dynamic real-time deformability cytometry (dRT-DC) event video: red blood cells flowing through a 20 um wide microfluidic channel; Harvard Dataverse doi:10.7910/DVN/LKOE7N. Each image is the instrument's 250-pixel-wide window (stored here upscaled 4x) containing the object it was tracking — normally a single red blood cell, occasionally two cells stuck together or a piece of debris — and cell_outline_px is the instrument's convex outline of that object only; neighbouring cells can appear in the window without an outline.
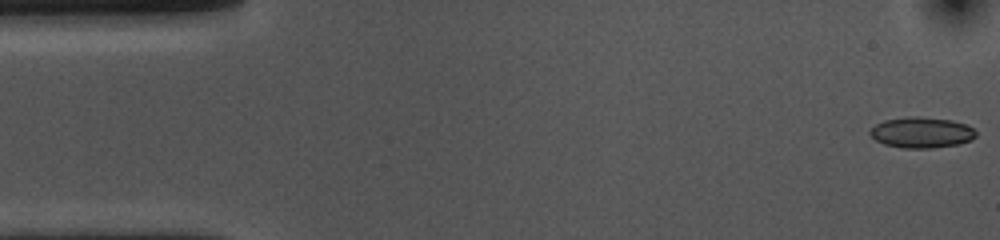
{"species": "common noctule bat (a hibernating species)", "species_latin": "Nyctalus noctula", "temperature_condition": "cold", "stored_images_in_passage": 55, "camera_frame_rate_fps": 3000, "um_per_image_px": 0.085, "animal": {"sex": "female", "body_mass_g": 10.0, "forearm_length_mm": 53.1}, "frame": {"image": 1, "passage_image": 1, "time_ms": 0.0, "image_size_px": [1000, 240], "cell_outline_px": [[976, 136], [972, 140], [960, 144], [932, 148], [904, 148], [884, 144], [876, 140], [868, 132], [876, 124], [884, 120], [912, 116], [916, 116], [952, 120], [968, 124], [976, 132]], "centroid_in_image_um": [78.36, 11.26], "position_along_channel_um": 6.6, "area_um2": 19.07}}
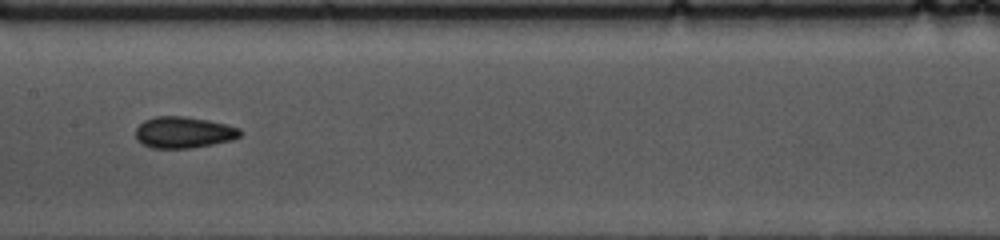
{"frame": {"image": 2, "passage_image": 26, "time_ms": 8.333, "image_size_px": [1000, 240], "cell_outline_px": [[244, 132], [240, 136], [232, 140], [192, 148], [152, 148], [136, 140], [136, 128], [144, 120], [156, 116], [184, 116], [208, 120], [240, 128]], "centroid_in_image_um": [15.62, 11.25], "position_along_channel_um": 191.8, "area_um2": 19.13}}
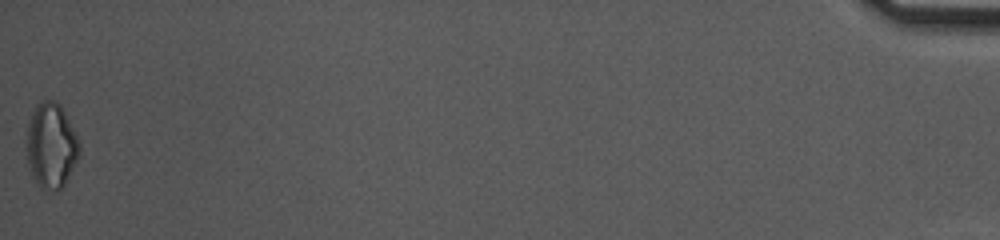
{"frame": {"image": 3, "passage_image": 55, "time_ms": 18.0, "image_size_px": [1000, 240], "cell_outline_px": [[80, 156], [64, 184], [56, 192], [40, 188], [32, 172], [28, 160], [24, 140], [28, 124], [32, 112], [36, 104], [40, 100], [56, 100], [60, 104], [80, 140]], "centroid_in_image_um": [4.35, 12.34], "position_along_channel_um": 430.8, "area_um2": 26.59}, "authors_computed_cell_mechanics": {"area_um2": 18.6694, "velocity_mm_per_s": 3.5621, "shape_relaxation_time_tau1_ms": 9.4524, "shape_relaxation_time_tau2_ms": 3.7913, "deformation_change_tau1": 0.1265, "deformation_change_tau2": 0.0791}}